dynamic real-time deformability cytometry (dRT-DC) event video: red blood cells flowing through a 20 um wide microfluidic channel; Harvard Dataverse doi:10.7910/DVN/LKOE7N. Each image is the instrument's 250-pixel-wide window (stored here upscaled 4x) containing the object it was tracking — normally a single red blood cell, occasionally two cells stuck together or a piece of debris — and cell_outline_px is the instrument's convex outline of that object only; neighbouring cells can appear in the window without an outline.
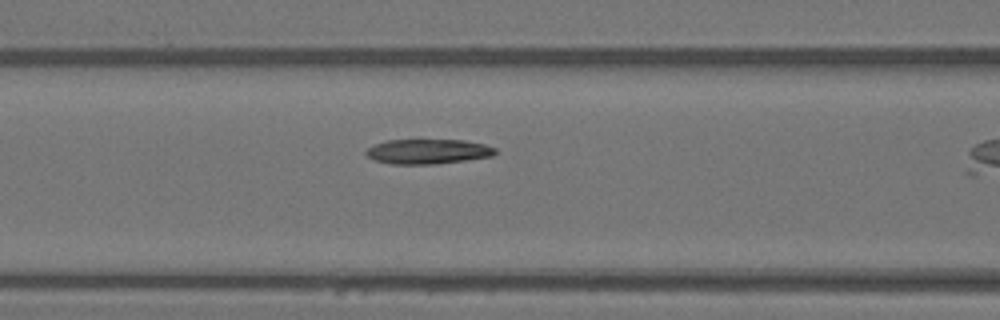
{"species": "Egyptian fruit bat (a non-hibernating species)", "species_latin": "Rousettus aegyptiacus", "temperature_condition": "warm", "stored_images_in_passage": 13, "camera_frame_rate_fps": 3000, "um_per_image_px": 0.085, "animal": {"sex": "female"}, "frame": {"image": 1, "passage_image": 12, "time_ms": 3.667, "image_size_px": [1000, 320], "cell_outline_px": [[496, 152], [492, 156], [436, 164], [392, 164], [376, 160], [368, 156], [364, 152], [368, 148], [384, 140], [464, 140], [484, 144], [496, 148]], "centroid_in_image_um": [36.37, 12.87], "position_along_channel_um": 130.2, "area_um2": 18.55}}